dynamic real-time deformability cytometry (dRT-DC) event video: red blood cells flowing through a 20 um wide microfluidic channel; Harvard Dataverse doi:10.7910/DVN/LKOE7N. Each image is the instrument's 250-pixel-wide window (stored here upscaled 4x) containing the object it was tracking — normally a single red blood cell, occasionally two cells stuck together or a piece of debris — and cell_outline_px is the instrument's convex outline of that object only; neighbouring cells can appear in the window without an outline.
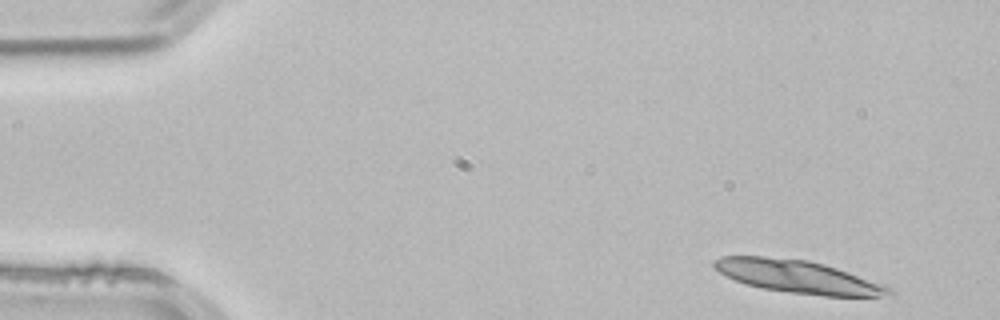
{"species": "common noctule bat (a hibernating species)", "species_latin": "Nyctalus noctula", "temperature_condition": "room temperature", "stored_images_in_passage": 10, "camera_frame_rate_fps": 3000, "um_per_image_px": 0.085, "animal": {"sex": "male", "body_mass_g": 21.5, "forearm_length_mm": 52.0}, "frame": {"image": 1, "passage_image": 1, "time_ms": 0.0, "image_size_px": [1000, 320], "cell_outline_px": [[896, 292], [892, 296], [824, 296], [760, 288], [744, 284], [720, 272], [712, 264], [716, 260], [724, 256], [764, 256], [808, 260], [824, 264], [884, 284], [892, 288]], "centroid_in_image_um": [67.89, 23.53], "position_along_channel_um": 17.1, "area_um2": 33.23}}